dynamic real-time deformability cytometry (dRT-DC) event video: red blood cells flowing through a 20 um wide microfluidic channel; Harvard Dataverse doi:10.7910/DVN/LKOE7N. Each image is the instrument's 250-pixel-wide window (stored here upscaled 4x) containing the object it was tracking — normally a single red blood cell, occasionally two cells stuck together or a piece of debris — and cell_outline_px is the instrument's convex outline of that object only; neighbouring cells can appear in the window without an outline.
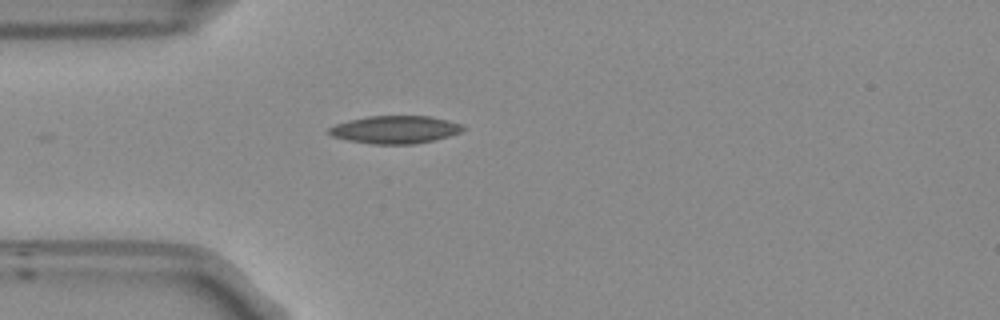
{"species": "Egyptian fruit bat (a non-hibernating species)", "species_latin": "Rousettus aegyptiacus", "temperature_condition": "room temperature", "stored_images_in_passage": 8, "camera_frame_rate_fps": 3000, "um_per_image_px": 0.085, "frame": {"image": 1, "passage_image": 1, "time_ms": 0.0, "image_size_px": [1000, 320], "cell_outline_px": [[468, 128], [460, 132], [448, 136], [432, 140], [412, 144], [372, 144], [348, 140], [332, 136], [328, 132], [328, 128], [336, 124], [348, 120], [368, 116], [432, 116], [448, 120], [460, 124]], "centroid_in_image_um": [33.58, 11.01], "position_along_channel_um": 51.4, "area_um2": 21.62}}